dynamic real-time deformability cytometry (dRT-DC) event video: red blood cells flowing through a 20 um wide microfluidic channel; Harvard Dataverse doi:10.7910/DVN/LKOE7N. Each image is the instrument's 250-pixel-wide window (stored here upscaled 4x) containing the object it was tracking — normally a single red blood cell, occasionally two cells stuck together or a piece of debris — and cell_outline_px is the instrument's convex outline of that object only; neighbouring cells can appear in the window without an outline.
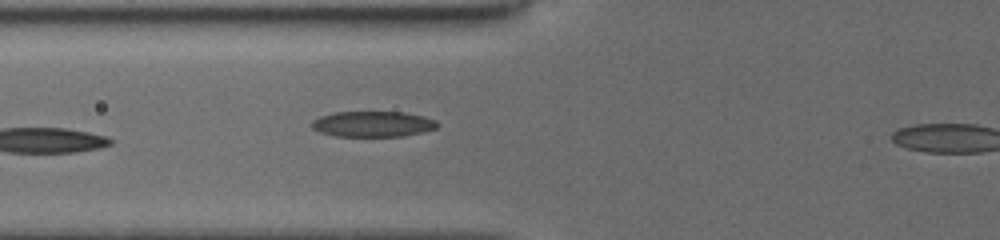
{"species": "common noctule bat (a hibernating species)", "species_latin": "Nyctalus noctula", "temperature_condition": "cold", "stored_images_in_passage": 10, "camera_frame_rate_fps": 3000, "um_per_image_px": 0.085, "animal": {"sex": "female", "body_mass_g": 19.5, "forearm_length_mm": 54.1}, "frame": {"image": 1, "passage_image": 9, "time_ms": 3.333, "image_size_px": [1000, 240], "cell_outline_px": [[440, 124], [436, 128], [404, 136], [336, 136], [320, 132], [312, 128], [312, 120], [320, 116], [336, 112], [404, 112], [424, 116], [436, 120]], "centroid_in_image_um": [31.7, 10.54], "position_along_channel_um": 94.1, "area_um2": 18.73}}